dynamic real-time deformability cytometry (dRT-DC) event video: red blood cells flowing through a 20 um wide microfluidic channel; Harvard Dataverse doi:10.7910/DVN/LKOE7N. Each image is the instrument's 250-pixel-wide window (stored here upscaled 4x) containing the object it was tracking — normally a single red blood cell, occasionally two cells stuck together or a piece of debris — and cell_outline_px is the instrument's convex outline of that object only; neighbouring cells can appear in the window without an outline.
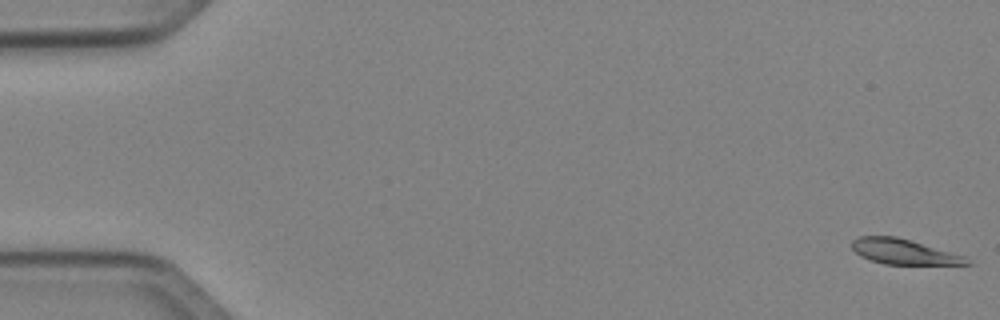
{"species": "Egyptian fruit bat (a non-hibernating species)", "species_latin": "Rousettus aegyptiacus", "temperature_condition": "cold", "stored_images_in_passage": 17, "camera_frame_rate_fps": 3000, "um_per_image_px": 0.085, "animal": {"sex": "female"}, "frame": {"image": 1, "passage_image": 1, "time_ms": 0.0, "image_size_px": [1000, 320], "cell_outline_px": [[972, 264], [884, 264], [860, 256], [852, 248], [852, 240], [860, 236], [896, 236], [912, 240], [964, 256], [972, 260]], "centroid_in_image_um": [76.82, 21.39], "position_along_channel_um": 8.2, "area_um2": 16.76}}